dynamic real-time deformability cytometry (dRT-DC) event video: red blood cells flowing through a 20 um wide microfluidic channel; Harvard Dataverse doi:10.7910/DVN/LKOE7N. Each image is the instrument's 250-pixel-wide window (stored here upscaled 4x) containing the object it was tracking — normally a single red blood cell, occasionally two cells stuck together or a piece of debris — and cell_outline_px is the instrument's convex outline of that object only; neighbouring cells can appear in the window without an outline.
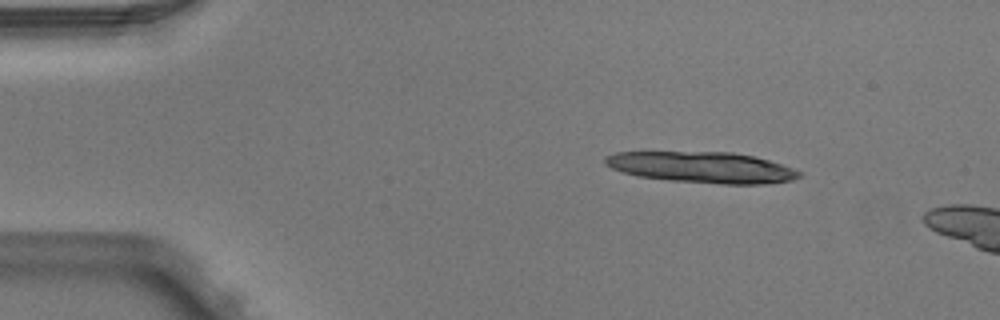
{"species": "Egyptian fruit bat (a non-hibernating species)", "species_latin": "Rousettus aegyptiacus", "temperature_condition": "warm", "stored_images_in_passage": 3, "camera_frame_rate_fps": 3000, "um_per_image_px": 0.085, "animal": {"sex": "male"}, "frame": {"image": 1, "passage_image": 1, "time_ms": 0.0, "image_size_px": [1000, 320], "cell_outline_px": [[800, 176], [792, 180], [760, 184], [720, 184], [668, 180], [636, 176], [612, 168], [604, 164], [604, 156], [616, 152], [732, 152], [752, 156], [768, 160], [792, 168], [800, 172]], "centroid_in_image_um": [59.62, 14.22], "position_along_channel_um": 25.4, "area_um2": 34.97}}
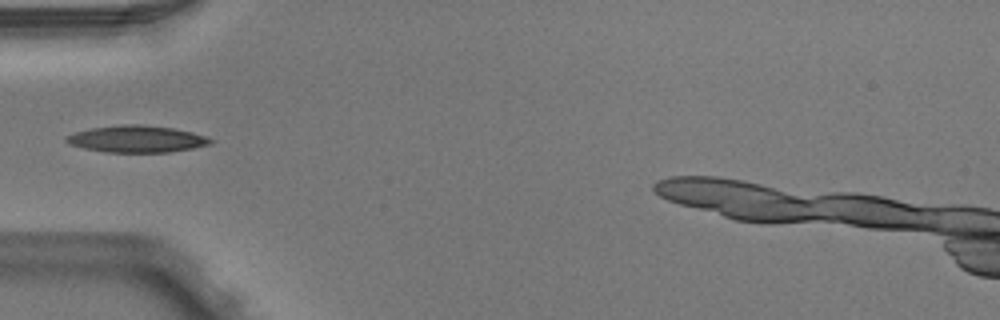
{"frame": {"image": 2, "passage_image": 3, "time_ms": 0.667, "image_size_px": [1000, 320], "cell_outline_px": [[212, 140], [208, 144], [192, 148], [168, 152], [104, 152], [84, 148], [68, 144], [64, 140], [64, 136], [76, 132], [92, 128], [120, 124], [140, 124], [172, 128], [192, 132], [204, 136]], "centroid_in_image_um": [11.54, 11.81], "position_along_channel_um": 73.5, "area_um2": 22.37}}